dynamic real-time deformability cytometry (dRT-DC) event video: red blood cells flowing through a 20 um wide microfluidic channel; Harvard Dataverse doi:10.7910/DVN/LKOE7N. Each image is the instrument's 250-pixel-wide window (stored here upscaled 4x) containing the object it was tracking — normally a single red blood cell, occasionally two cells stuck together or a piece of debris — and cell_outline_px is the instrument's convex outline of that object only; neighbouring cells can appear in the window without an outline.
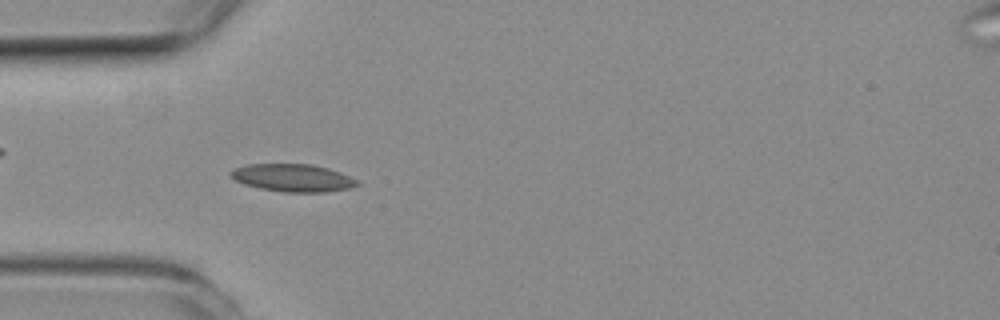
{"species": "common noctule bat (a hibernating species)", "species_latin": "Nyctalus noctula", "temperature_condition": "room temperature", "stored_images_in_passage": 36, "camera_frame_rate_fps": 3000, "um_per_image_px": 0.085, "animal": {"sex": "female", "body_mass_g": 19.3, "forearm_length_mm": 54.1}, "frame": {"image": 1, "passage_image": 4, "time_ms": 1.0, "image_size_px": [1000, 320], "cell_outline_px": [[360, 184], [352, 188], [324, 192], [284, 192], [260, 188], [244, 184], [236, 180], [228, 172], [232, 168], [248, 164], [312, 164], [328, 168], [340, 172], [360, 180]], "centroid_in_image_um": [24.92, 15.11], "position_along_channel_um": 60.1, "area_um2": 20.52}}
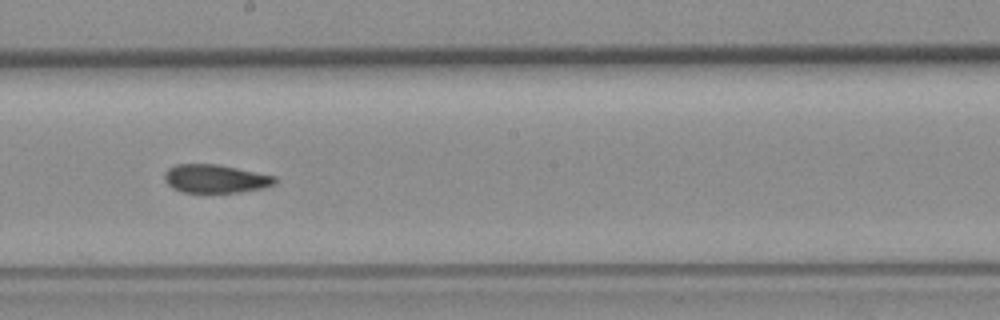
{"frame": {"image": 2, "passage_image": 17, "time_ms": 5.333, "image_size_px": [1000, 320], "cell_outline_px": [[276, 184], [264, 188], [240, 192], [180, 192], [172, 188], [164, 180], [164, 172], [168, 168], [176, 164], [216, 164], [276, 176]], "centroid_in_image_um": [18.29, 15.19], "position_along_channel_um": 229.9, "area_um2": 18.32}}
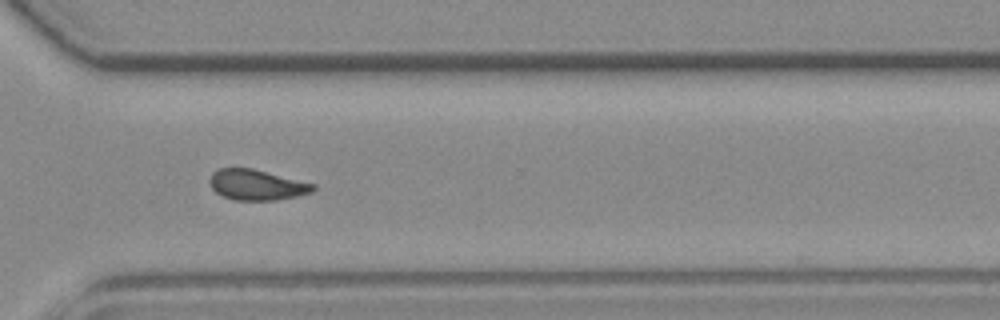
{"frame": {"image": 3, "passage_image": 26, "time_ms": 8.333, "image_size_px": [1000, 320], "cell_outline_px": [[316, 188], [312, 192], [296, 196], [276, 200], [232, 200], [220, 196], [212, 188], [208, 180], [212, 172], [220, 168], [252, 168], [316, 184]], "centroid_in_image_um": [21.79, 15.71], "position_along_channel_um": 348.8, "area_um2": 18.55}, "authors_computed_cell_mechanics": {"area_um2": 18.8139, "velocity_mm_per_s": 3.9602, "shape_relaxation_time_tau1_ms": null, "shape_relaxation_time_tau2_ms": 1.7392, "deformation_change_tau1": null, "deformation_change_tau2": 0.0604}}